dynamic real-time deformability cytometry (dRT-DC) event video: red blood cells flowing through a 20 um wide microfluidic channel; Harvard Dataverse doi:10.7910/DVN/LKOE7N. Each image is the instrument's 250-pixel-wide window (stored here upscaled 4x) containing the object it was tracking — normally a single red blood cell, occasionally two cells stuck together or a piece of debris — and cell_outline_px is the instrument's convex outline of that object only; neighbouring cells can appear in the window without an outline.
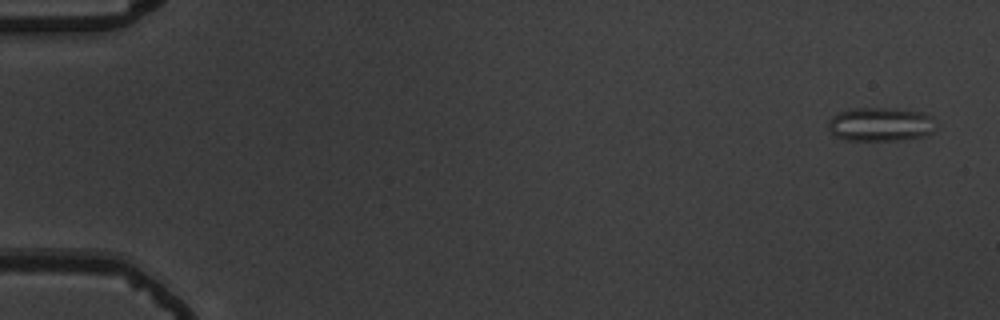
{"species": "common noctule bat (a hibernating species)", "species_latin": "Nyctalus noctula", "temperature_condition": "warm", "stored_images_in_passage": 54, "camera_frame_rate_fps": 3000, "um_per_image_px": 0.085, "animal": {"sex": "male", "body_mass_g": 19.5, "forearm_length_mm": 54.6}, "frame": {"image": 1, "passage_image": 1, "time_ms": 0.0, "image_size_px": [1000, 320], "cell_outline_px": [[932, 132], [928, 136], [896, 140], [844, 140], [836, 136], [828, 128], [828, 120], [832, 116], [848, 108], [896, 108], [924, 112], [932, 116]], "centroid_in_image_um": [74.82, 10.55], "position_along_channel_um": 10.2, "area_um2": 21.33}}
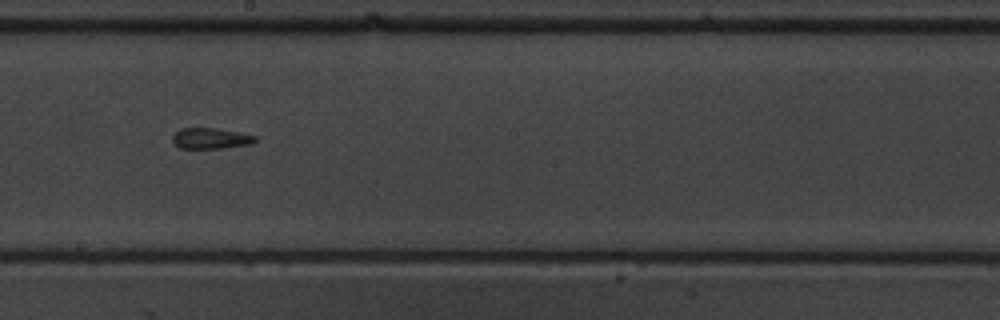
{"frame": {"image": 2, "passage_image": 31, "time_ms": 10.0, "image_size_px": [1000, 320], "cell_outline_px": [[256, 140], [252, 144], [220, 148], [180, 148], [172, 140], [172, 136], [180, 128], [216, 128], [240, 132], [256, 136]], "centroid_in_image_um": [17.92, 11.75], "position_along_channel_um": 230.3, "area_um2": 10.0}}
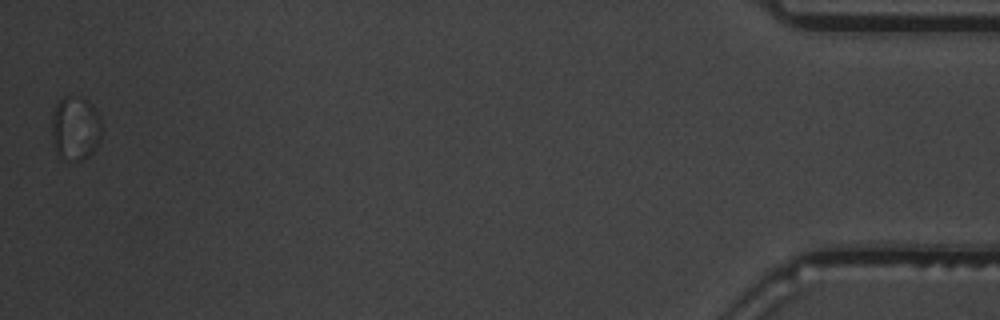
{"frame": {"image": 3, "passage_image": 54, "time_ms": 17.667, "image_size_px": [1000, 320], "cell_outline_px": [[100, 140], [96, 148], [84, 160], [76, 160], [56, 152], [52, 132], [52, 116], [56, 104], [64, 96], [80, 96], [88, 100], [92, 104], [100, 120]], "centroid_in_image_um": [6.42, 10.85], "position_along_channel_um": 428.8, "area_um2": 18.26}, "authors_computed_cell_mechanics": {"area_um2": 11.3288, "velocity_mm_per_s": 3.7054, "shape_relaxation_time_tau1_ms": null, "shape_relaxation_time_tau2_ms": 0.5226, "deformation_change_tau1": null, "deformation_change_tau2": 0.0671}}